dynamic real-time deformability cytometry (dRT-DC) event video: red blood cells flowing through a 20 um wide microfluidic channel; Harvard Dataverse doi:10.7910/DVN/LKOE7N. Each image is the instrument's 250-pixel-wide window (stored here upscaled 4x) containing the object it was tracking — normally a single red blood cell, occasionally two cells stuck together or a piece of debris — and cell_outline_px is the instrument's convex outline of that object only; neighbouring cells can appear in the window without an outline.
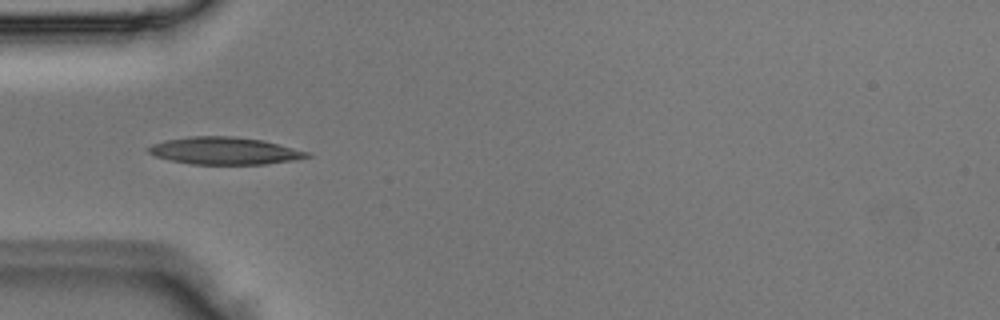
{"species": "Egyptian fruit bat (a non-hibernating species)", "species_latin": "Rousettus aegyptiacus", "temperature_condition": "room temperature", "stored_images_in_passage": 4, "camera_frame_rate_fps": 3000, "um_per_image_px": 0.085, "animal": {"sex": "male"}, "frame": {"image": 1, "passage_image": 3, "time_ms": 0.667, "image_size_px": [1000, 320], "cell_outline_px": [[312, 156], [292, 160], [268, 164], [192, 164], [172, 160], [156, 156], [148, 152], [144, 148], [152, 144], [164, 140], [192, 136], [232, 136], [264, 140], [312, 152]], "centroid_in_image_um": [19.11, 12.81], "position_along_channel_um": 65.9, "area_um2": 25.37}}
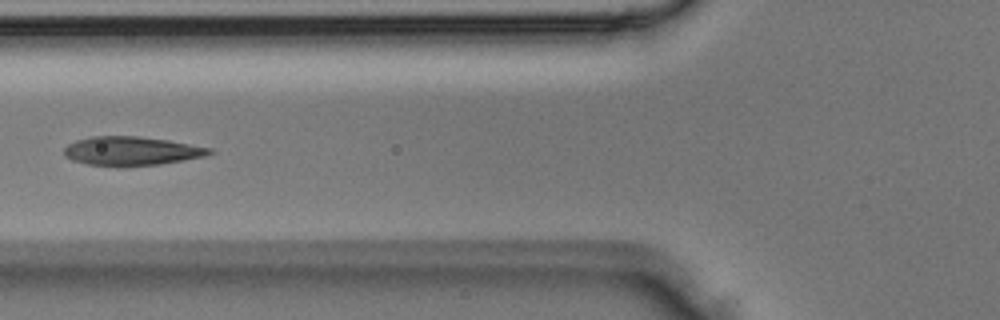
{"frame": {"image": 2, "passage_image": 4, "time_ms": 1.0, "image_size_px": [1000, 320], "cell_outline_px": [[216, 152], [204, 156], [160, 164], [88, 164], [72, 160], [64, 156], [64, 148], [68, 144], [76, 140], [92, 136], [140, 136], [168, 140], [212, 148]], "centroid_in_image_um": [11.19, 12.8], "position_along_channel_um": 114.6, "area_um2": 23.81}}